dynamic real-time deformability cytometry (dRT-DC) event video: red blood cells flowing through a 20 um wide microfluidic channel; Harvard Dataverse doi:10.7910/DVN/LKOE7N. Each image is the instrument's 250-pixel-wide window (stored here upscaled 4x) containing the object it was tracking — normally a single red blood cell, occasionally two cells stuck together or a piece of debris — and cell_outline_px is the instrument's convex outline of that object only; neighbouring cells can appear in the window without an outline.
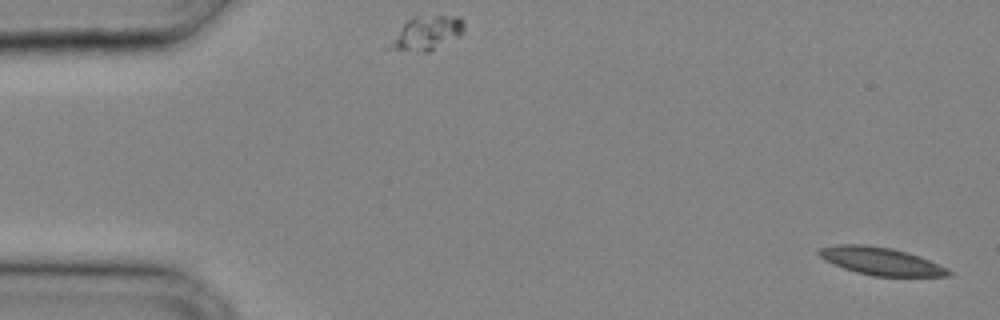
{"species": "common noctule bat (a hibernating species)", "species_latin": "Nyctalus noctula", "temperature_condition": "cold", "stored_images_in_passage": 33, "camera_frame_rate_fps": 3000, "um_per_image_px": 0.085, "animal": {"sex": "male", "body_mass_g": 20.4}, "frame": {"image": 1, "passage_image": 1, "time_ms": 0.0, "image_size_px": [1000, 320], "cell_outline_px": [[952, 272], [948, 276], [872, 276], [856, 272], [832, 264], [824, 260], [816, 252], [820, 248], [836, 244], [864, 244], [892, 248], [908, 252], [920, 256], [948, 268]], "centroid_in_image_um": [74.86, 22.19], "position_along_channel_um": 10.1, "area_um2": 21.04}}
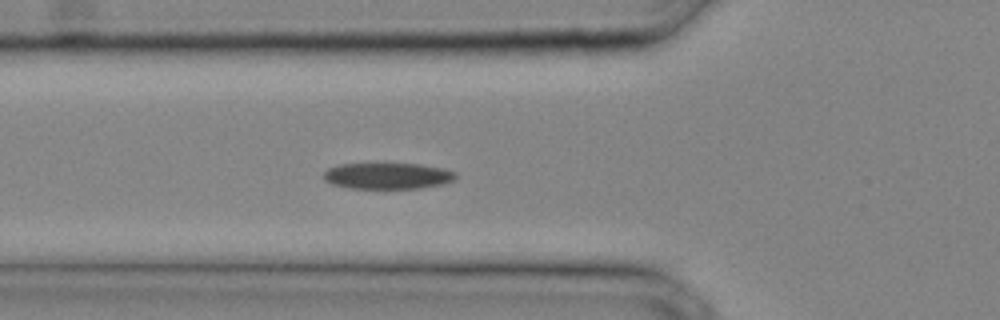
{"frame": {"image": 2, "passage_image": 12, "time_ms": 3.667, "image_size_px": [1000, 320], "cell_outline_px": [[456, 180], [444, 184], [420, 188], [348, 188], [332, 184], [324, 180], [324, 172], [328, 168], [340, 164], [420, 164], [444, 168], [456, 172]], "centroid_in_image_um": [32.98, 14.95], "position_along_channel_um": 92.8, "area_um2": 20.23}}
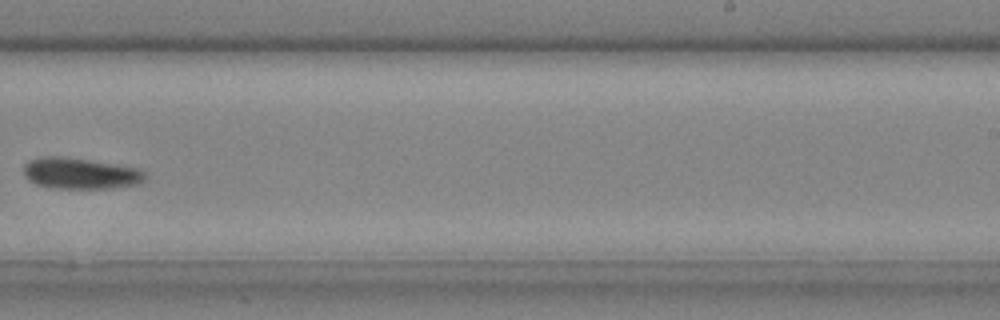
{"frame": {"image": 3, "passage_image": 22, "time_ms": 7.0, "image_size_px": [1000, 320], "cell_outline_px": [[148, 176], [140, 184], [112, 188], [48, 188], [36, 184], [28, 180], [24, 176], [24, 164], [28, 160], [40, 156], [56, 156], [88, 160], [116, 164], [136, 168], [144, 172]], "centroid_in_image_um": [6.8, 14.74], "position_along_channel_um": 282.2, "area_um2": 22.2}}